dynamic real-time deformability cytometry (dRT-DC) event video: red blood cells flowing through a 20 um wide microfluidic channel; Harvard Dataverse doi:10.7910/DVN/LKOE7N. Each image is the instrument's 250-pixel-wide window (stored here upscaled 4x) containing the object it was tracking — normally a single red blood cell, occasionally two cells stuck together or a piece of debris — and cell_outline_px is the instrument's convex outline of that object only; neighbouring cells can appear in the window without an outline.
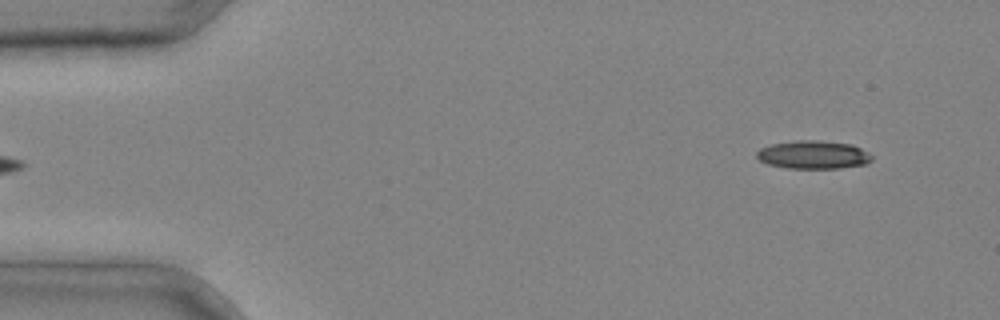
{"species": "common noctule bat (a hibernating species)", "species_latin": "Nyctalus noctula", "temperature_condition": "cold", "stored_images_in_passage": 3, "segment_of_instrument_passage": [2, 2], "camera_frame_rate_fps": 3000, "um_per_image_px": 0.085, "animal": {"sex": "male", "body_mass_g": 20.4}, "frame": {"image": 1, "passage_image": 3, "time_ms": 0.667, "image_size_px": [1000, 320], "cell_outline_px": [[872, 160], [864, 164], [840, 168], [788, 168], [768, 164], [760, 160], [756, 156], [756, 152], [760, 148], [772, 144], [796, 140], [820, 140], [852, 144], [860, 148], [872, 156]], "centroid_in_image_um": [69.11, 13.14], "position_along_channel_um": 15.9, "area_um2": 18.84}}